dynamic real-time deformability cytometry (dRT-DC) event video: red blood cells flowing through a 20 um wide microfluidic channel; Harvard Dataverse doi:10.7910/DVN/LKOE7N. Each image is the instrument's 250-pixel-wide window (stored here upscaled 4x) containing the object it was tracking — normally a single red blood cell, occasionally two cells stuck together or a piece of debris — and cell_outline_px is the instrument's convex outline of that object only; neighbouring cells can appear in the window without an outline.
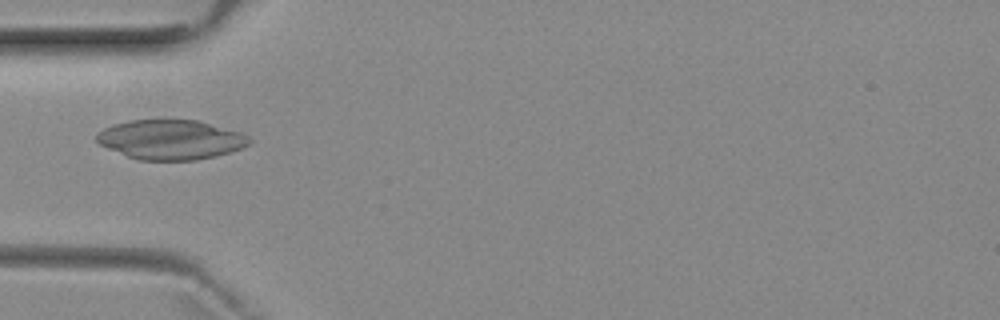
{"species": "common noctule bat (a hibernating species)", "species_latin": "Nyctalus noctula", "temperature_condition": "room temperature", "stored_images_in_passage": 5, "camera_frame_rate_fps": 3000, "um_per_image_px": 0.085, "animal": {"sex": "female", "body_mass_g": 29.2, "forearm_length_mm": 56.3}, "frame": {"image": 1, "passage_image": 5, "time_ms": 4.667, "image_size_px": [1000, 320], "cell_outline_px": [[252, 140], [244, 148], [216, 156], [196, 160], [140, 160], [128, 156], [108, 148], [100, 144], [96, 140], [96, 136], [104, 128], [112, 124], [128, 120], [200, 120], [244, 132]], "centroid_in_image_um": [14.58, 11.86], "position_along_channel_um": 70.4, "area_um2": 35.49}}